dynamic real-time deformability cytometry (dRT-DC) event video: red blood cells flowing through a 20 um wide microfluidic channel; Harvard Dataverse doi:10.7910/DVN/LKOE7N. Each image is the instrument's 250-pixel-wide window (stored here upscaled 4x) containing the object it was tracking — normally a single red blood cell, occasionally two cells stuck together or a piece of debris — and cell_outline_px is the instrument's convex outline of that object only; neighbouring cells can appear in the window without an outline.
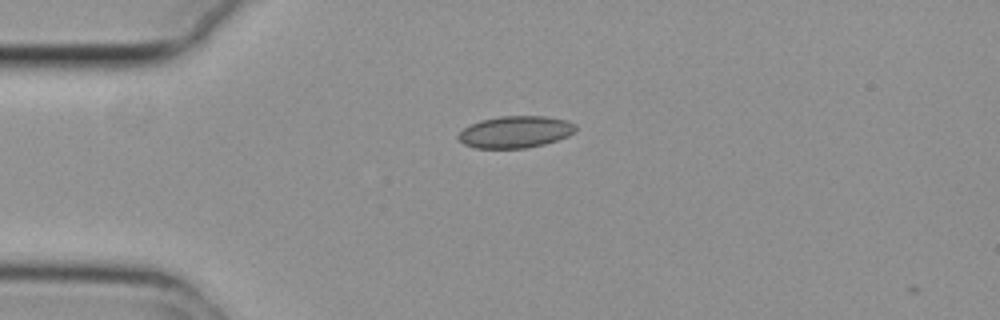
{"species": "common noctule bat (a hibernating species)", "species_latin": "Nyctalus noctula", "temperature_condition": "cold", "stored_images_in_passage": 44, "camera_frame_rate_fps": 3000, "um_per_image_px": 0.085, "animal": {"sex": "female", "body_mass_g": 29.2, "forearm_length_mm": 56.3}, "frame": {"image": 1, "passage_image": 3, "time_ms": 0.667, "image_size_px": [1000, 320], "cell_outline_px": [[576, 128], [568, 136], [544, 144], [528, 148], [476, 148], [464, 144], [456, 136], [464, 128], [480, 120], [500, 116], [544, 116], [568, 120], [576, 124]], "centroid_in_image_um": [43.81, 11.21], "position_along_channel_um": 41.2, "area_um2": 21.73}}
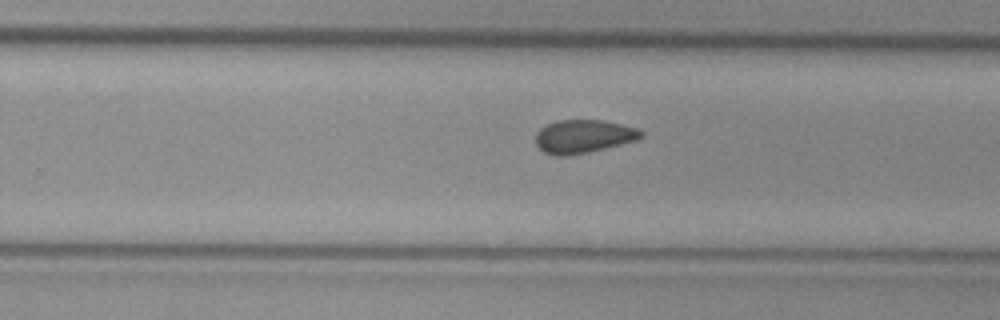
{"frame": {"image": 2, "passage_image": 24, "time_ms": 7.667, "image_size_px": [1000, 320], "cell_outline_px": [[644, 136], [636, 140], [588, 152], [564, 156], [552, 156], [544, 152], [536, 144], [536, 132], [540, 128], [556, 120], [604, 120], [640, 128], [644, 132]], "centroid_in_image_um": [49.6, 11.58], "position_along_channel_um": 280.2, "area_um2": 20.58}}
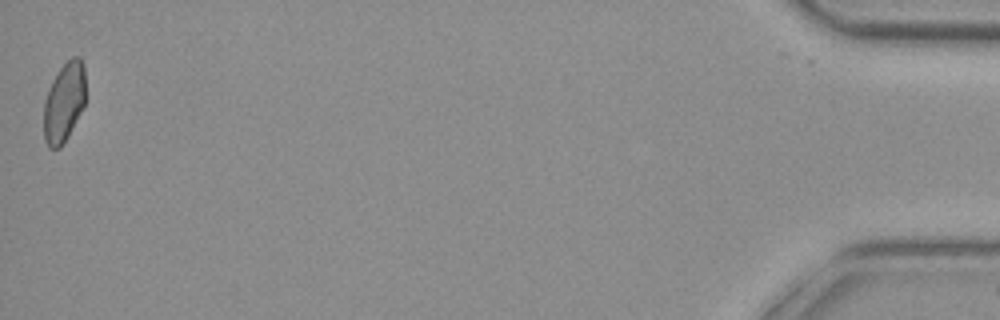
{"frame": {"image": 3, "passage_image": 44, "time_ms": 14.333, "image_size_px": [1000, 320], "cell_outline_px": [[84, 104], [68, 136], [60, 148], [48, 148], [44, 140], [44, 100], [48, 88], [56, 72], [72, 56], [80, 56], [84, 64]], "centroid_in_image_um": [5.42, 8.67], "position_along_channel_um": 429.8, "area_um2": 19.36}, "authors_computed_cell_mechanics": {"area_um2": 20.519, "velocity_mm_per_s": 3.7735, "shape_relaxation_time_tau1_ms": null, "shape_relaxation_time_tau2_ms": 3.7766, "deformation_change_tau1": null, "deformation_change_tau2": 0.0811}}